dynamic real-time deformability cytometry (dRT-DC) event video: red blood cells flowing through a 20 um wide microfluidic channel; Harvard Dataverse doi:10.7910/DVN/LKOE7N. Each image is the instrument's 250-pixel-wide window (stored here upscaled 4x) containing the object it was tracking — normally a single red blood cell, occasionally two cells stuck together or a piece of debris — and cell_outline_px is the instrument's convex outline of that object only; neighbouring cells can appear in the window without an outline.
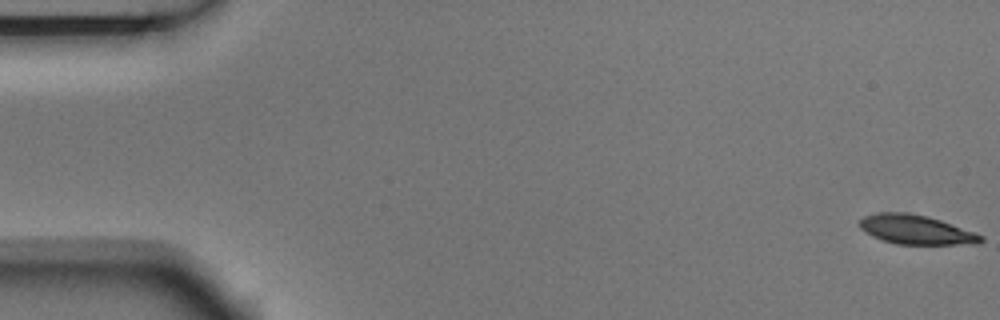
{"species": "Egyptian fruit bat (a non-hibernating species)", "species_latin": "Rousettus aegyptiacus", "temperature_condition": "room temperature", "stored_images_in_passage": 6, "segment_of_instrument_passage": [1, 2], "camera_frame_rate_fps": 3000, "um_per_image_px": 0.085, "animal": {"sex": "male"}, "frame": {"image": 1, "passage_image": 1, "time_ms": 0.0, "image_size_px": [1000, 320], "cell_outline_px": [[984, 240], [980, 244], [896, 244], [872, 236], [864, 232], [860, 228], [860, 220], [864, 216], [880, 212], [908, 212], [928, 216], [940, 220], [984, 236]], "centroid_in_image_um": [77.86, 19.52], "position_along_channel_um": 7.1, "area_um2": 20.63}}
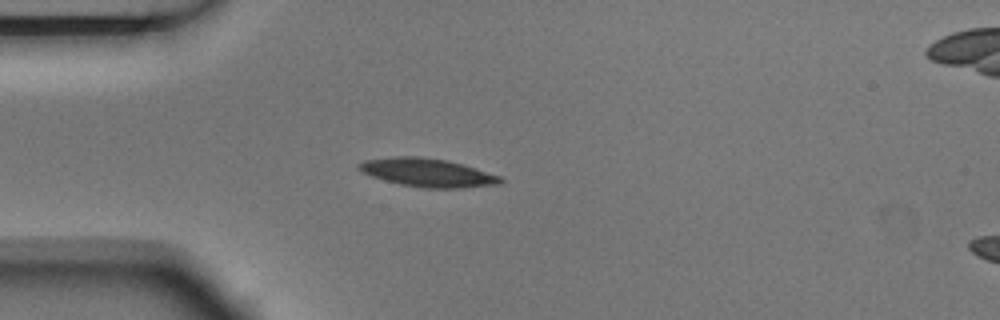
{"frame": {"image": 2, "passage_image": 5, "time_ms": 1.333, "image_size_px": [1000, 320], "cell_outline_px": [[504, 180], [500, 184], [460, 188], [424, 188], [400, 184], [384, 180], [372, 176], [356, 168], [356, 164], [364, 160], [392, 156], [420, 156], [448, 160], [500, 176]], "centroid_in_image_um": [36.3, 14.66], "position_along_channel_um": 48.7, "area_um2": 23.41}}